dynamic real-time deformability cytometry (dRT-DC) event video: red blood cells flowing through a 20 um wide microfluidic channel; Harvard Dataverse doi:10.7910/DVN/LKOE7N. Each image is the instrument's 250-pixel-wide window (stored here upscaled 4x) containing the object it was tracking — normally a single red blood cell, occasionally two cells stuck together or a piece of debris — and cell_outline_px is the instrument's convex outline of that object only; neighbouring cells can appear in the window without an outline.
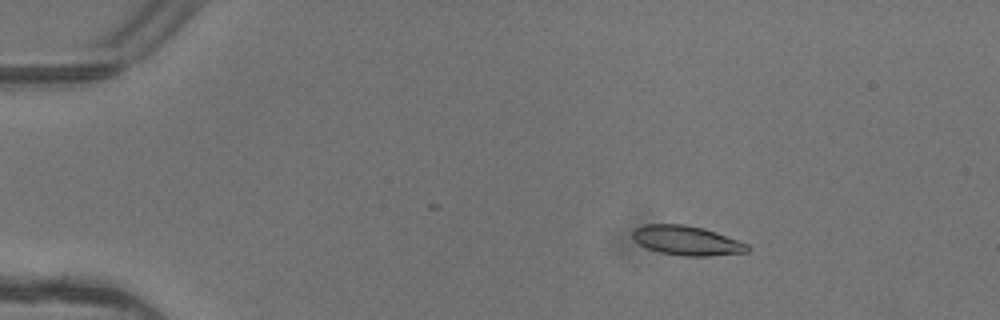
{"species": "common noctule bat (a hibernating species)", "species_latin": "Nyctalus noctula", "temperature_condition": "warm", "stored_images_in_passage": 3, "camera_frame_rate_fps": 3000, "um_per_image_px": 0.085, "animal": {"sex": "female"}, "frame": {"image": 1, "passage_image": 1, "time_ms": 0.0, "image_size_px": [1000, 320], "cell_outline_px": [[752, 248], [748, 252], [708, 256], [684, 256], [660, 252], [648, 248], [632, 240], [632, 232], [636, 228], [644, 224], [684, 224], [704, 228], [740, 240], [748, 244]], "centroid_in_image_um": [58.41, 20.44], "position_along_channel_um": 26.6, "area_um2": 19.88}}